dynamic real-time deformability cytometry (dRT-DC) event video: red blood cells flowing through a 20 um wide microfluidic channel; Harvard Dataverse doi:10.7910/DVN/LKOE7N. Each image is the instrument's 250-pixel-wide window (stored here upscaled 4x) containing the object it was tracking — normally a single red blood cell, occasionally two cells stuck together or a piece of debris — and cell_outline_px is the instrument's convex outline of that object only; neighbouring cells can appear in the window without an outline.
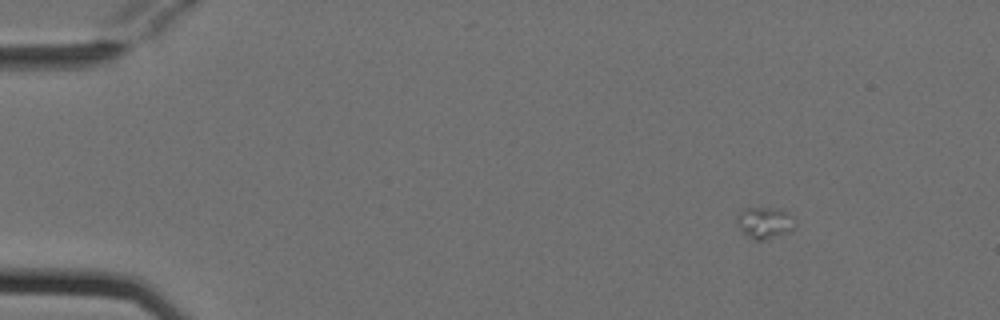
{"species": "Egyptian fruit bat (a non-hibernating species)", "species_latin": "Rousettus aegyptiacus", "temperature_condition": "cold", "stored_images_in_passage": 4, "camera_frame_rate_fps": 3000, "um_per_image_px": 0.085, "animal": {"sex": "female"}, "frame": {"image": 1, "passage_image": 1, "time_ms": 0.0, "image_size_px": [1000, 320], "cell_outline_px": [[796, 228], [788, 232], [764, 240], [752, 240], [740, 228], [736, 220], [736, 216], [744, 208], [780, 208], [788, 212], [792, 216], [796, 224]], "centroid_in_image_um": [65.03, 18.92], "position_along_channel_um": 20.0, "area_um2": 10.75}}